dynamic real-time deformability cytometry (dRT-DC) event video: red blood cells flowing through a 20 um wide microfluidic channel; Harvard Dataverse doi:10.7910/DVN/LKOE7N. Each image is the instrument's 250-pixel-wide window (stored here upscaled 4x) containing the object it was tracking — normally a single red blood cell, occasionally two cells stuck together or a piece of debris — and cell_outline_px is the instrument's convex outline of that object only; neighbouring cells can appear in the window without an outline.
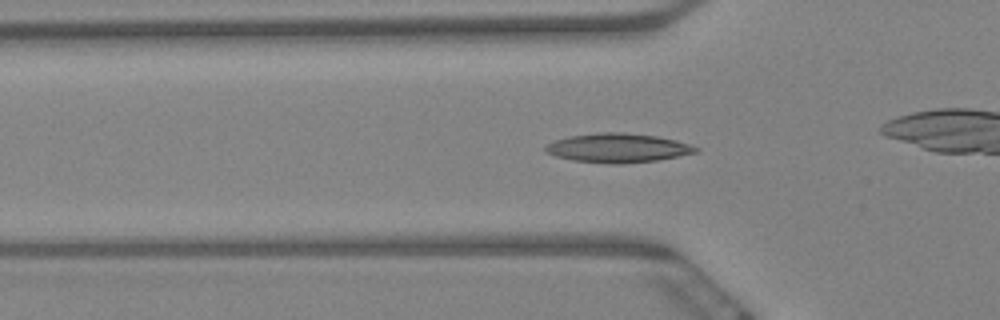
{"species": "Egyptian fruit bat (a non-hibernating species)", "species_latin": "Rousettus aegyptiacus", "temperature_condition": "warm", "stored_images_in_passage": 61, "camera_frame_rate_fps": 3000, "um_per_image_px": 0.085, "animal": {"sex": "female"}, "frame": {"image": 1, "passage_image": 20, "time_ms": 6.333, "image_size_px": [1000, 320], "cell_outline_px": [[700, 152], [656, 160], [624, 164], [612, 164], [572, 160], [556, 156], [548, 152], [544, 148], [548, 144], [556, 140], [568, 136], [600, 132], [624, 132], [656, 136], [676, 140], [700, 148]], "centroid_in_image_um": [52.55, 12.57], "position_along_channel_um": 73.3, "area_um2": 25.43}}
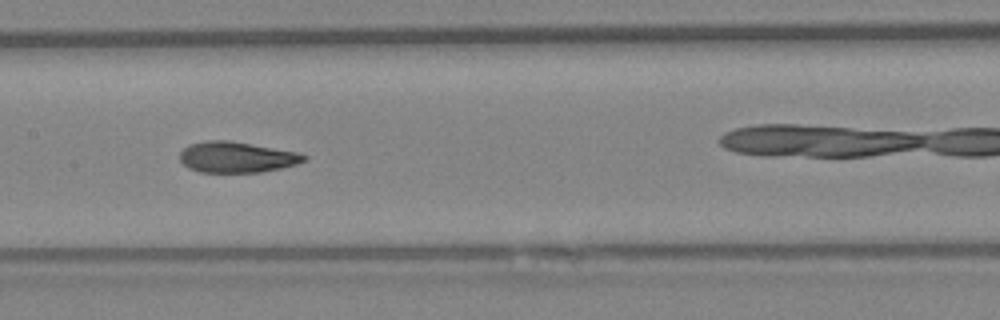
{"frame": {"image": 2, "passage_image": 30, "time_ms": 9.667, "image_size_px": [1000, 320], "cell_outline_px": [[308, 160], [296, 164], [280, 168], [260, 172], [200, 172], [188, 168], [180, 160], [180, 152], [188, 144], [204, 140], [228, 140], [296, 152], [308, 156]], "centroid_in_image_um": [20.09, 13.35], "position_along_channel_um": 187.3, "area_um2": 22.25}}
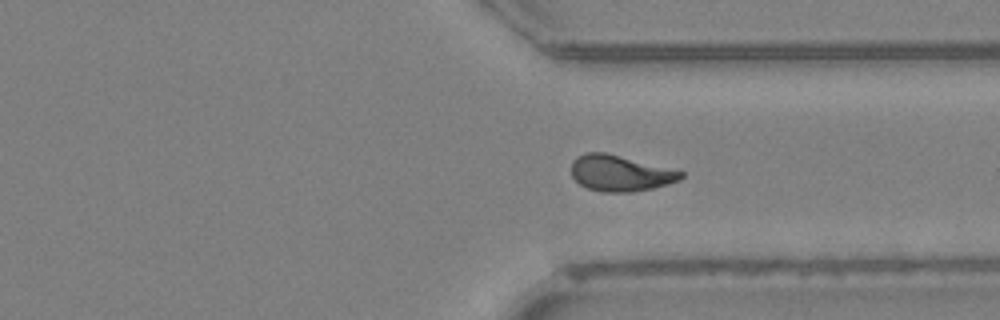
{"frame": {"image": 3, "passage_image": 45, "time_ms": 14.667, "image_size_px": [1000, 320], "cell_outline_px": [[684, 176], [680, 180], [668, 184], [652, 188], [632, 192], [604, 192], [588, 188], [580, 184], [572, 176], [572, 160], [576, 156], [584, 152], [604, 152], [684, 172]], "centroid_in_image_um": [52.69, 14.72], "position_along_channel_um": 358.7, "area_um2": 22.77}, "authors_computed_cell_mechanics": {"area_um2": 22.7732, "velocity_mm_per_s": 3.4206, "shape_relaxation_time_tau1_ms": 8.3318, "shape_relaxation_time_tau2_ms": 2.6773, "deformation_change_tau1": 0.2065, "deformation_change_tau2": 0.0898}}